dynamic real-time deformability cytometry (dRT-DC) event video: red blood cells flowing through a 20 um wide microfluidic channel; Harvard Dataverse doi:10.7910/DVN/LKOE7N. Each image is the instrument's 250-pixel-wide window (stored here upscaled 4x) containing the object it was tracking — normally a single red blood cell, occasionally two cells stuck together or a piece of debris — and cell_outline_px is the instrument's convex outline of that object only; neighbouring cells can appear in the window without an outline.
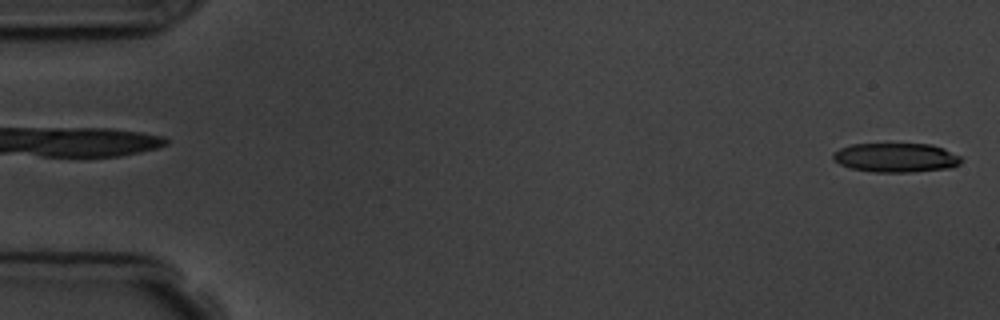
{"species": "common noctule bat (a hibernating species)", "species_latin": "Nyctalus noctula", "temperature_condition": "room temperature", "stored_images_in_passage": 5, "camera_frame_rate_fps": 3000, "um_per_image_px": 0.085, "animal": {"sex": "male", "body_mass_g": 19.5, "forearm_length_mm": 54.6}, "frame": {"image": 1, "passage_image": 5, "time_ms": 5.333, "image_size_px": [1000, 320], "cell_outline_px": [[964, 160], [960, 164], [952, 168], [908, 172], [872, 172], [848, 168], [832, 160], [832, 152], [840, 148], [852, 144], [932, 144], [944, 148], [960, 156]], "centroid_in_image_um": [76.15, 13.4], "position_along_channel_um": 8.9, "area_um2": 22.14}}